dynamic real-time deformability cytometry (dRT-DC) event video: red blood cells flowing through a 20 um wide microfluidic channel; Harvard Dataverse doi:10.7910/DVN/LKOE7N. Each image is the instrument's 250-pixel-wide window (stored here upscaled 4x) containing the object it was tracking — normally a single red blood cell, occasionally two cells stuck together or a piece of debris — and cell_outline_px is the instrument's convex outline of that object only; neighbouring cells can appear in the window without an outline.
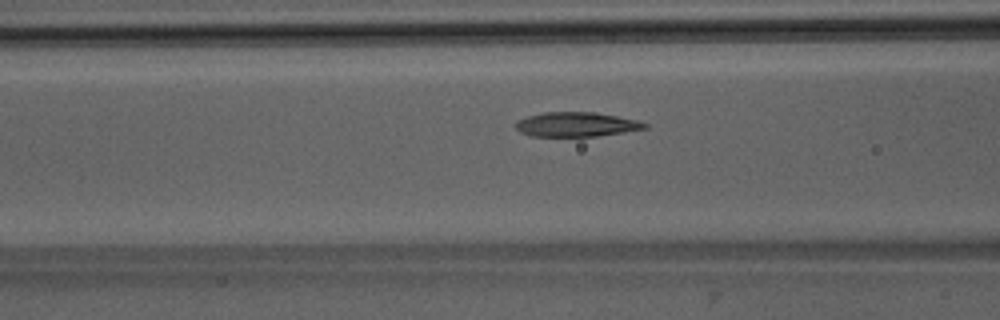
{"species": "Egyptian fruit bat (a non-hibernating species)", "species_latin": "Rousettus aegyptiacus", "temperature_condition": "room temperature", "stored_images_in_passage": 47, "segment_of_instrument_passage": [1, 2], "camera_frame_rate_fps": 3000, "um_per_image_px": 0.085, "animal": {"sex": "male"}, "frame": {"image": 1, "passage_image": 15, "time_ms": 4.667, "image_size_px": [1000, 320], "cell_outline_px": [[648, 128], [624, 132], [596, 136], [532, 136], [520, 132], [516, 128], [516, 120], [528, 116], [544, 112], [596, 112], [640, 120], [648, 124]], "centroid_in_image_um": [49.02, 10.57], "position_along_channel_um": 117.6, "area_um2": 18.5}}
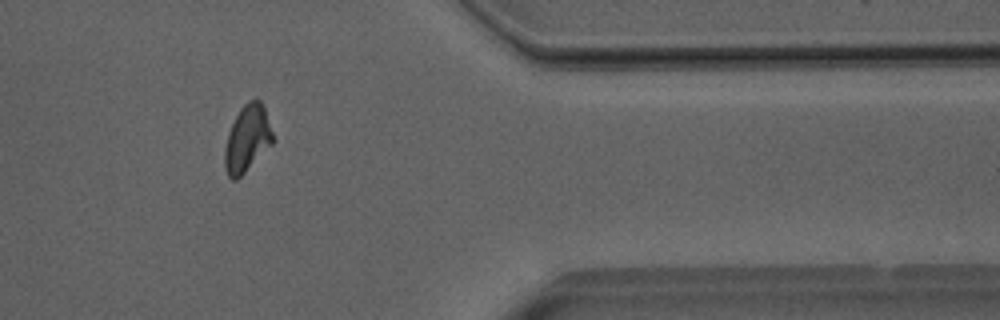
{"frame": {"image": 2, "passage_image": 37, "time_ms": 12.0, "image_size_px": [1000, 320], "cell_outline_px": [[272, 144], [236, 180], [232, 180], [228, 176], [224, 168], [224, 148], [228, 132], [240, 108], [248, 100], [256, 96], [260, 100], [264, 108], [272, 132]], "centroid_in_image_um": [20.98, 11.76], "position_along_channel_um": 390.4, "area_um2": 18.55}}
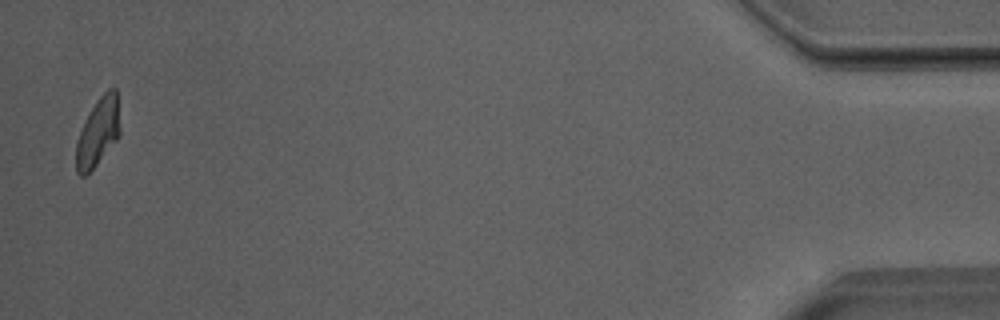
{"frame": {"image": 3, "passage_image": 45, "time_ms": 14.667, "image_size_px": [1000, 320], "cell_outline_px": [[120, 136], [96, 164], [84, 176], [80, 176], [76, 172], [76, 144], [80, 132], [92, 108], [100, 96], [108, 88], [116, 88], [120, 128]], "centroid_in_image_um": [8.34, 11.23], "position_along_channel_um": 426.9, "area_um2": 17.05}}